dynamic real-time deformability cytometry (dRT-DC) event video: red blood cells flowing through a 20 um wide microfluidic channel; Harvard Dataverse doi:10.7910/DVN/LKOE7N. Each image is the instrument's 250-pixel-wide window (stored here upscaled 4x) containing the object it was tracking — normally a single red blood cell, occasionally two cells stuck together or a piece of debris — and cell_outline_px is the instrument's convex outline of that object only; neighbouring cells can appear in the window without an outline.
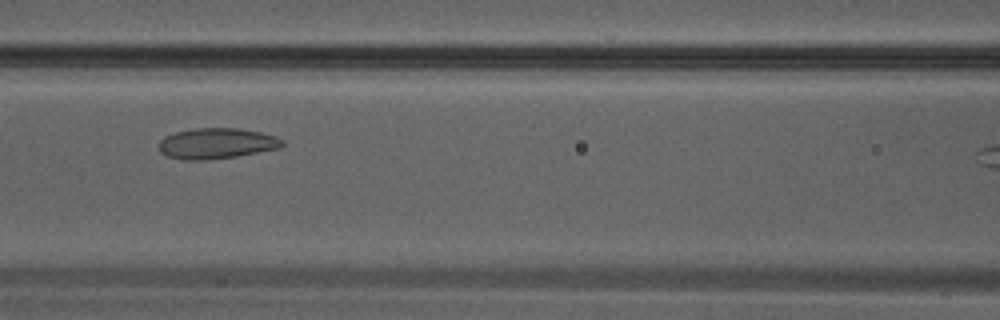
{"species": "Egyptian fruit bat (a non-hibernating species)", "species_latin": "Rousettus aegyptiacus", "temperature_condition": "warm", "stored_images_in_passage": 22, "camera_frame_rate_fps": 3000, "um_per_image_px": 0.085, "animal": {"sex": "male"}, "frame": {"image": 1, "passage_image": 13, "time_ms": 4.0, "image_size_px": [1000, 320], "cell_outline_px": [[284, 144], [280, 148], [236, 156], [204, 160], [184, 160], [168, 156], [160, 152], [160, 140], [164, 136], [176, 132], [196, 128], [240, 128], [260, 132], [276, 136], [284, 140]], "centroid_in_image_um": [18.43, 12.18], "position_along_channel_um": 148.2, "area_um2": 22.02}}
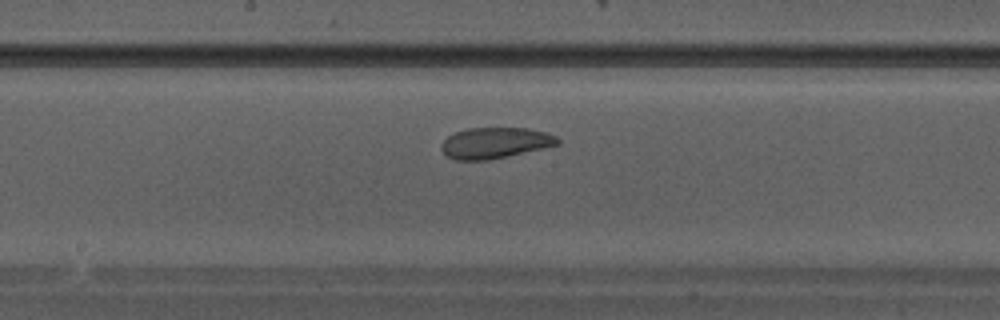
{"frame": {"image": 2, "passage_image": 16, "time_ms": 5.0, "image_size_px": [1000, 320], "cell_outline_px": [[560, 144], [544, 148], [508, 156], [488, 160], [456, 160], [448, 156], [440, 148], [440, 144], [448, 136], [456, 132], [468, 128], [528, 128], [544, 132], [556, 136], [560, 140]], "centroid_in_image_um": [42.08, 12.15], "position_along_channel_um": 206.1, "area_um2": 20.92}}